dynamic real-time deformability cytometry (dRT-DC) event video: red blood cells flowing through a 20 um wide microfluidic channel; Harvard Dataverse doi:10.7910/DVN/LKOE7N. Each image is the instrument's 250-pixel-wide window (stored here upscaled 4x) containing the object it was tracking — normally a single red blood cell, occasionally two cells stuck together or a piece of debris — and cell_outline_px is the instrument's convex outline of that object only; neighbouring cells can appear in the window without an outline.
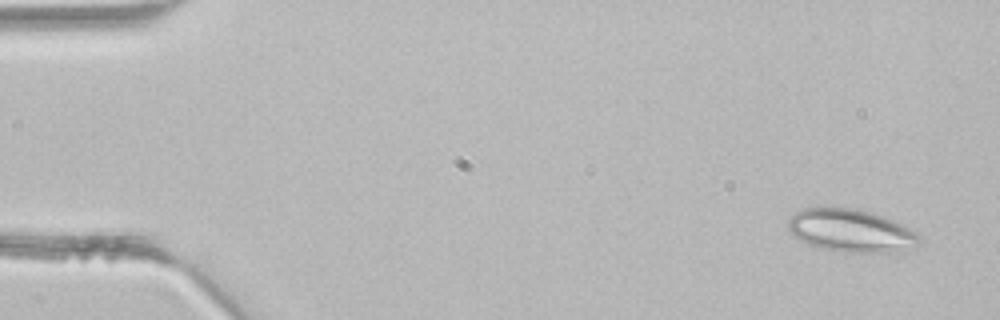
{"species": "common noctule bat (a hibernating species)", "species_latin": "Nyctalus noctula", "temperature_condition": "room temperature", "stored_images_in_passage": 4, "camera_frame_rate_fps": 3000, "um_per_image_px": 0.085, "animal": {"sex": "male", "body_mass_g": 21.5, "forearm_length_mm": 52.0}, "frame": {"image": 1, "passage_image": 1, "time_ms": 0.0, "image_size_px": [1000, 320], "cell_outline_px": [[920, 244], [904, 252], [840, 252], [820, 248], [808, 244], [792, 236], [788, 232], [788, 220], [796, 212], [804, 208], [820, 204], [856, 208], [872, 212], [884, 216], [920, 232]], "centroid_in_image_um": [72.33, 19.57], "position_along_channel_um": 12.7, "area_um2": 34.04}}